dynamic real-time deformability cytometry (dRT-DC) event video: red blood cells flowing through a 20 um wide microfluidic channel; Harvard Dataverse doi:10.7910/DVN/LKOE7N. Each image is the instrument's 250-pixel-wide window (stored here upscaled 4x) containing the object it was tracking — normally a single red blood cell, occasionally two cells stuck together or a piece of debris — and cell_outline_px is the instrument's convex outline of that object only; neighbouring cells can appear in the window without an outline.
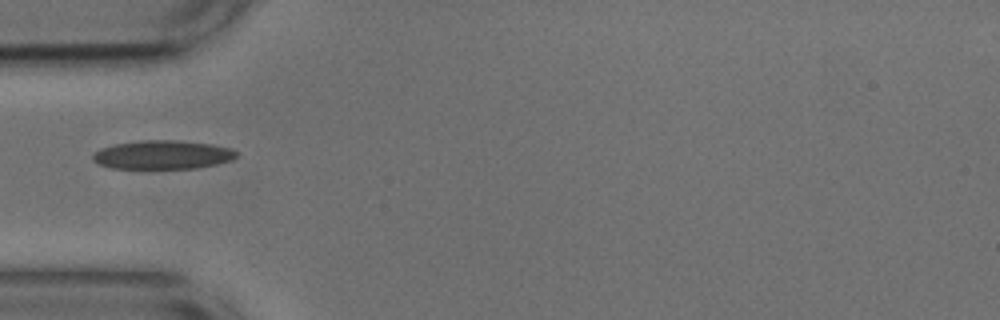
{"species": "common noctule bat (a hibernating species)", "species_latin": "Nyctalus noctula", "temperature_condition": "cold", "stored_images_in_passage": 38, "camera_frame_rate_fps": 3000, "um_per_image_px": 0.085, "animal": {"sex": "male", "body_mass_g": 17.9, "forearm_length_mm": 54.2}, "frame": {"image": 1, "passage_image": 1, "time_ms": 0.0, "image_size_px": [1000, 320], "cell_outline_px": [[236, 156], [232, 160], [216, 164], [196, 168], [108, 168], [92, 160], [92, 156], [100, 148], [116, 144], [140, 140], [176, 140], [212, 144], [232, 148], [236, 152]], "centroid_in_image_um": [13.82, 13.15], "position_along_channel_um": 71.2, "area_um2": 23.99}}
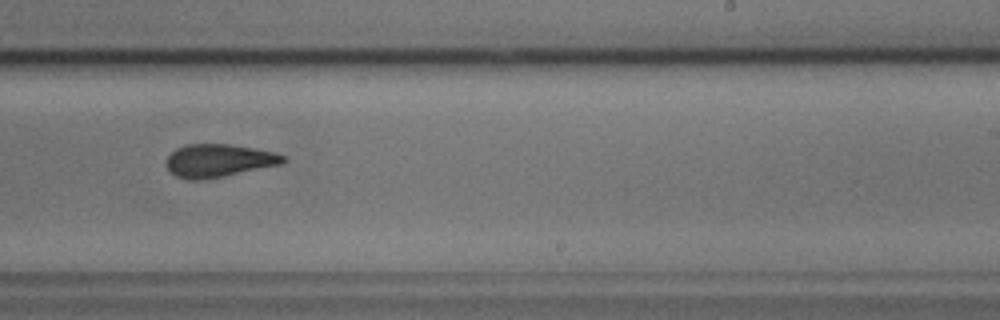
{"frame": {"image": 2, "passage_image": 17, "time_ms": 5.333, "image_size_px": [1000, 320], "cell_outline_px": [[288, 160], [284, 164], [224, 176], [200, 180], [188, 180], [176, 176], [168, 172], [164, 164], [168, 156], [176, 148], [188, 144], [228, 144], [256, 148], [276, 152], [288, 156]], "centroid_in_image_um": [18.62, 13.65], "position_along_channel_um": 270.4, "area_um2": 22.95}}
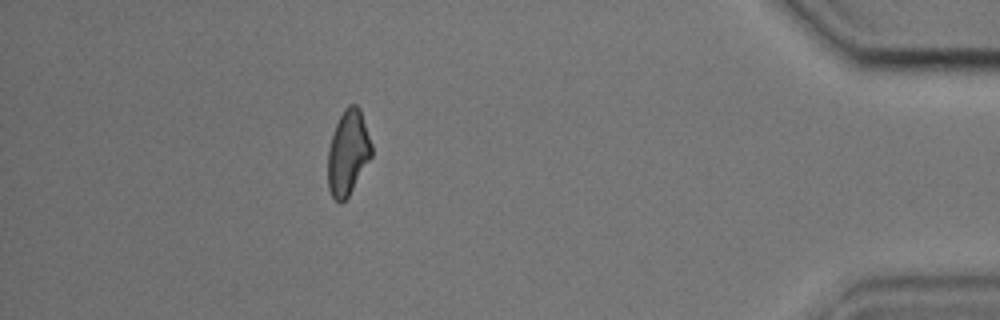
{"frame": {"image": 3, "passage_image": 32, "time_ms": 10.333, "image_size_px": [1000, 320], "cell_outline_px": [[372, 156], [348, 196], [340, 204], [332, 196], [328, 188], [328, 148], [336, 124], [344, 108], [348, 104], [356, 104], [360, 108], [372, 144]], "centroid_in_image_um": [29.58, 12.96], "position_along_channel_um": 405.6, "area_um2": 21.56}}